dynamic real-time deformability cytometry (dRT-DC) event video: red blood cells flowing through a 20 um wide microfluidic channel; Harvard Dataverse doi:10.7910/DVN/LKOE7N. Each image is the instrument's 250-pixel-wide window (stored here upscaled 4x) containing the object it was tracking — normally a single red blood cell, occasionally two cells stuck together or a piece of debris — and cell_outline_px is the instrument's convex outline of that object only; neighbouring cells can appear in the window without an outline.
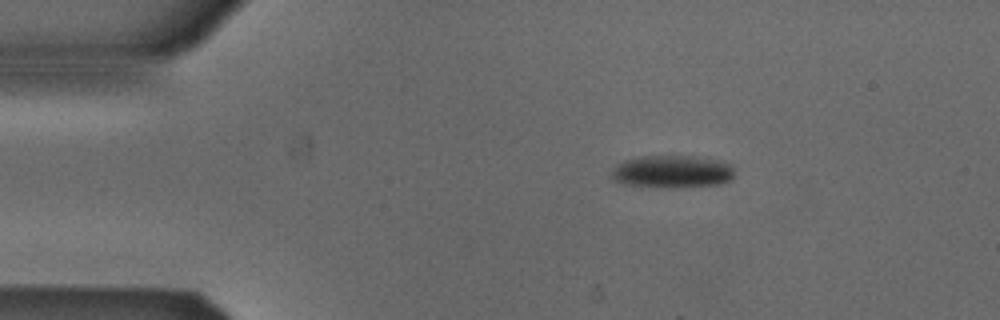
{"species": "Egyptian fruit bat (a non-hibernating species)", "species_latin": "Rousettus aegyptiacus", "temperature_condition": "cold", "stored_images_in_passage": 37, "camera_frame_rate_fps": 3000, "um_per_image_px": 0.085, "animal": {"sex": "male"}, "frame": {"image": 1, "passage_image": 1, "time_ms": 0.0, "image_size_px": [1000, 320], "cell_outline_px": [[732, 180], [724, 184], [684, 188], [656, 188], [620, 184], [612, 180], [608, 176], [608, 172], [616, 164], [624, 160], [644, 156], [692, 156], [716, 160], [732, 164]], "centroid_in_image_um": [57.06, 14.62], "position_along_channel_um": 27.9, "area_um2": 24.22}}
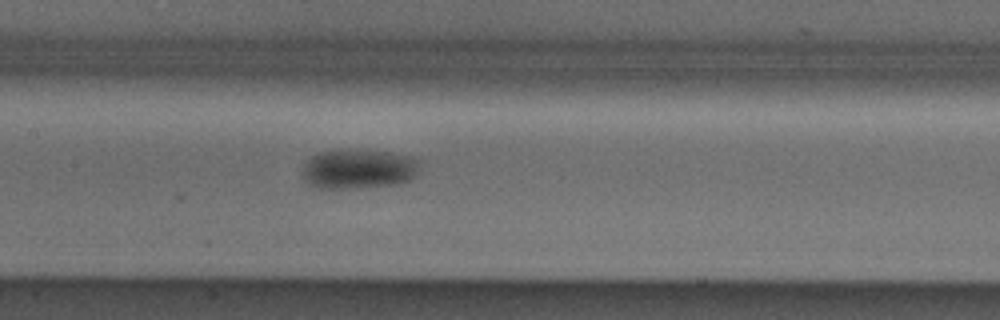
{"frame": {"image": 2, "passage_image": 17, "time_ms": 5.333, "image_size_px": [1000, 320], "cell_outline_px": [[424, 160], [416, 176], [408, 180], [396, 184], [344, 188], [316, 188], [304, 180], [304, 164], [312, 156], [320, 152], [340, 148], [388, 152], [412, 156]], "centroid_in_image_um": [30.54, 14.33], "position_along_channel_um": 176.9, "area_um2": 27.4}}
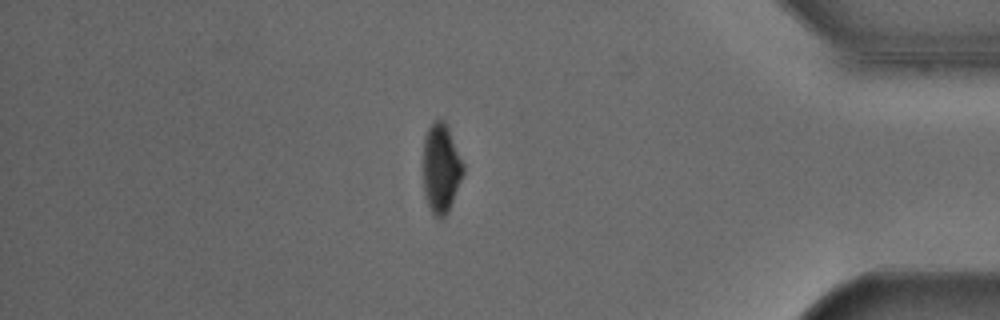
{"frame": {"image": 3, "passage_image": 37, "time_ms": 12.0, "image_size_px": [1000, 320], "cell_outline_px": [[464, 172], [448, 212], [440, 220], [432, 216], [424, 196], [424, 136], [432, 120], [440, 116], [444, 120], [448, 128], [464, 164]], "centroid_in_image_um": [37.48, 14.3], "position_along_channel_um": 397.7, "area_um2": 21.1}, "authors_computed_cell_mechanics": {"area_um2": 25.2008, "velocity_mm_per_s": 3.8703, "shape_relaxation_time_tau1_ms": 3.7969, "shape_relaxation_time_tau2_ms": null, "deformation_change_tau1": 0.0993, "deformation_change_tau2": null}}